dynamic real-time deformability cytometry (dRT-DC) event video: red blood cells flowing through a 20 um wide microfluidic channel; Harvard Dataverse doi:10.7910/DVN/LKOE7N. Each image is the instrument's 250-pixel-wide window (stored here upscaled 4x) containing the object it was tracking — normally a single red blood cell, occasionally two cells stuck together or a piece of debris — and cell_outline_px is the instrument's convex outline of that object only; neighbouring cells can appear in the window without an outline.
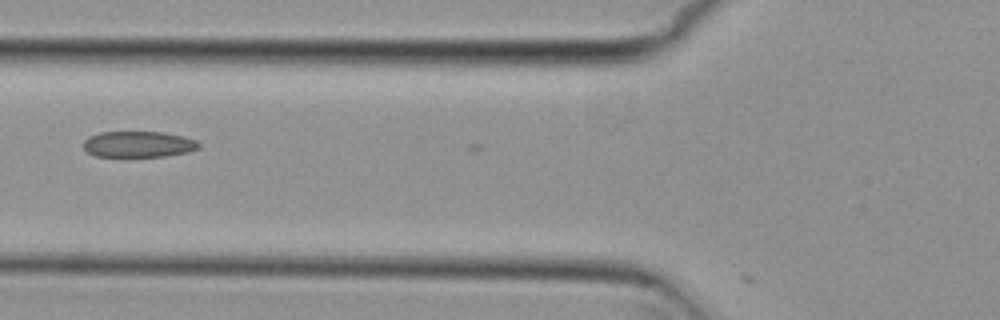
{"species": "common noctule bat (a hibernating species)", "species_latin": "Nyctalus noctula", "temperature_condition": "cold", "stored_images_in_passage": 6, "camera_frame_rate_fps": 3000, "um_per_image_px": 0.085, "animal": {"sex": "female", "body_mass_g": 29.2, "forearm_length_mm": 56.3}, "frame": {"image": 1, "passage_image": 4, "time_ms": 1.0, "image_size_px": [1000, 320], "cell_outline_px": [[200, 148], [188, 152], [168, 156], [96, 156], [88, 152], [84, 148], [84, 140], [88, 136], [100, 132], [164, 132], [184, 136], [196, 140], [200, 144]], "centroid_in_image_um": [11.8, 12.25], "position_along_channel_um": 114.0, "area_um2": 17.57}}
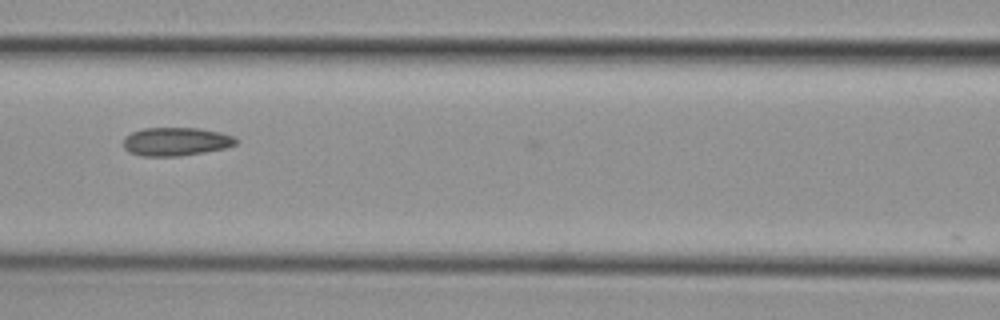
{"frame": {"image": 2, "passage_image": 5, "time_ms": 1.333, "image_size_px": [1000, 320], "cell_outline_px": [[236, 144], [224, 148], [204, 152], [176, 156], [140, 156], [128, 152], [124, 148], [124, 136], [132, 132], [144, 128], [200, 128], [220, 132], [232, 136], [236, 140]], "centroid_in_image_um": [14.91, 12.03], "position_along_channel_um": 151.7, "area_um2": 18.55}}